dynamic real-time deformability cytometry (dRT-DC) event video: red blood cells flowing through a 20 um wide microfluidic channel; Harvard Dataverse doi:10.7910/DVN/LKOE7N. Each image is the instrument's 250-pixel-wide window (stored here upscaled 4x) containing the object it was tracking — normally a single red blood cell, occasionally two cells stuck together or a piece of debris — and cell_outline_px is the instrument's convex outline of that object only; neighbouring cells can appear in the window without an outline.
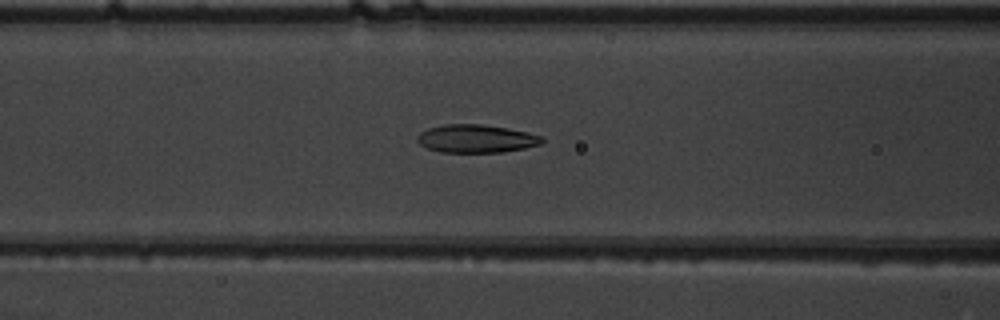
{"species": "common noctule bat (a hibernating species)", "species_latin": "Nyctalus noctula", "temperature_condition": "warm", "stored_images_in_passage": 51, "camera_frame_rate_fps": 3000, "um_per_image_px": 0.085, "animal": {"sex": "male", "body_mass_g": 19.5, "forearm_length_mm": 54.6}, "frame": {"image": 1, "passage_image": 21, "time_ms": 6.667, "image_size_px": [1000, 320], "cell_outline_px": [[544, 140], [540, 144], [524, 148], [504, 152], [440, 152], [428, 148], [420, 144], [416, 140], [416, 136], [420, 132], [428, 128], [444, 124], [480, 124], [508, 128], [528, 132], [540, 136]], "centroid_in_image_um": [40.45, 11.78], "position_along_channel_um": 126.2, "area_um2": 20.4}}
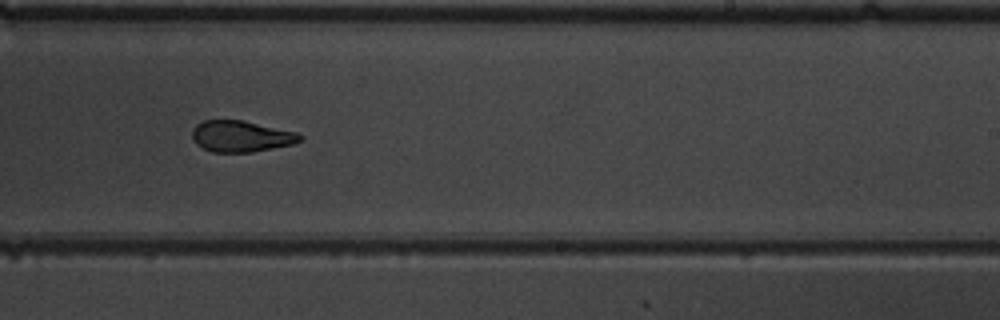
{"frame": {"image": 2, "passage_image": 32, "time_ms": 10.333, "image_size_px": [1000, 320], "cell_outline_px": [[304, 140], [292, 144], [252, 152], [212, 152], [196, 144], [192, 140], [192, 128], [196, 124], [204, 120], [244, 120], [296, 132], [304, 136]], "centroid_in_image_um": [20.49, 11.58], "position_along_channel_um": 268.5, "area_um2": 19.77}}
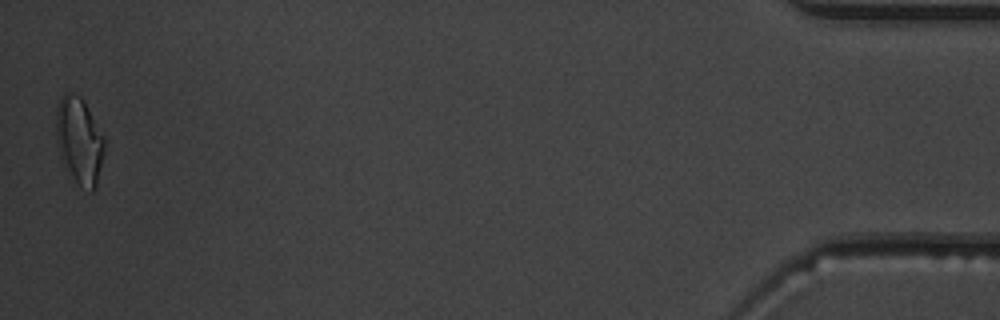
{"frame": {"image": 3, "passage_image": 51, "time_ms": 16.667, "image_size_px": [1000, 320], "cell_outline_px": [[104, 152], [96, 188], [92, 192], [88, 192], [76, 180], [64, 164], [60, 156], [56, 144], [56, 108], [60, 96], [64, 92], [68, 92], [80, 96], [84, 100], [104, 136]], "centroid_in_image_um": [6.73, 11.92], "position_along_channel_um": 428.5, "area_um2": 24.51}, "authors_computed_cell_mechanics": {"area_um2": 20.7502, "velocity_mm_per_s": 3.9029, "shape_relaxation_time_tau1_ms": 4.1587, "shape_relaxation_time_tau2_ms": 1.4811, "deformation_change_tau1": 0.1699, "deformation_change_tau2": 0.0928}}